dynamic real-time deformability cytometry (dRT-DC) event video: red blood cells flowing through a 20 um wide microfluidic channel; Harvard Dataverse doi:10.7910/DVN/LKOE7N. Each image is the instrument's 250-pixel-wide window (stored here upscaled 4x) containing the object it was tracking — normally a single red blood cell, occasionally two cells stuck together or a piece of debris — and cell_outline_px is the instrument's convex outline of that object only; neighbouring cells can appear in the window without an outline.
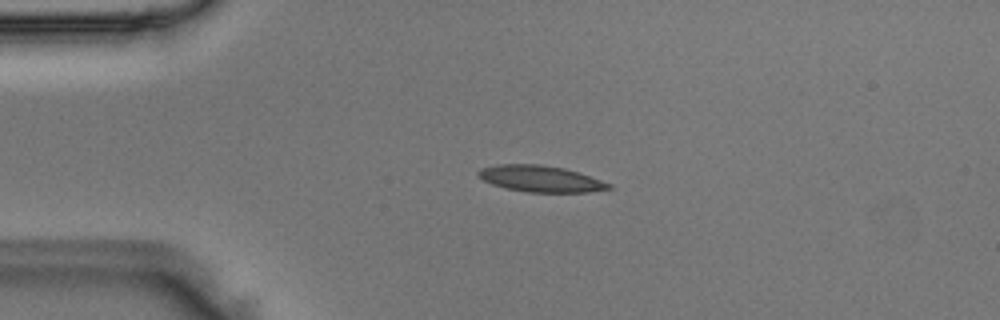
{"species": "Egyptian fruit bat (a non-hibernating species)", "species_latin": "Rousettus aegyptiacus", "temperature_condition": "room temperature", "stored_images_in_passage": 49, "camera_frame_rate_fps": 3000, "um_per_image_px": 0.085, "animal": {"sex": "male"}, "frame": {"image": 1, "passage_image": 11, "time_ms": 3.333, "image_size_px": [1000, 320], "cell_outline_px": [[612, 188], [588, 192], [528, 192], [504, 188], [492, 184], [476, 176], [476, 172], [480, 168], [496, 164], [536, 164], [564, 168], [612, 184]], "centroid_in_image_um": [45.88, 15.19], "position_along_channel_um": 39.1, "area_um2": 19.94}}
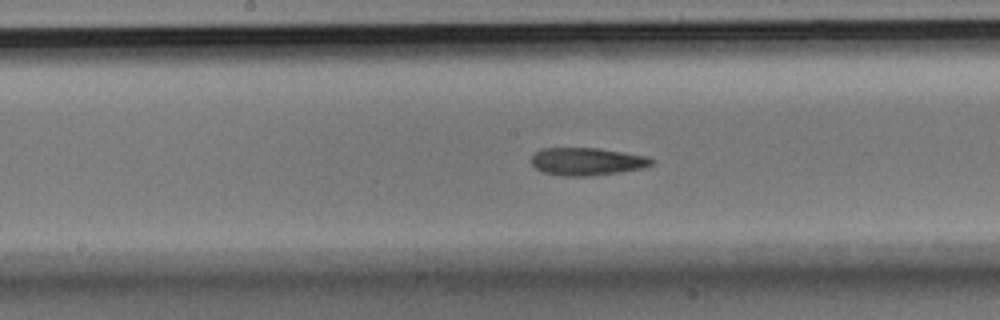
{"frame": {"image": 2, "passage_image": 25, "time_ms": 8.0, "image_size_px": [1000, 320], "cell_outline_px": [[656, 160], [652, 164], [644, 168], [620, 172], [592, 176], [560, 176], [544, 172], [536, 168], [532, 164], [532, 152], [540, 148], [600, 148], [644, 156]], "centroid_in_image_um": [49.86, 13.73], "position_along_channel_um": 198.3, "area_um2": 19.54}}
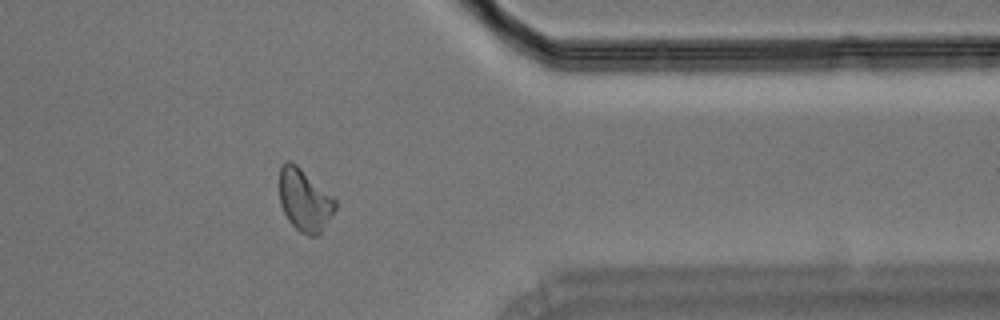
{"frame": {"image": 3, "passage_image": 40, "time_ms": 13.0, "image_size_px": [1000, 320], "cell_outline_px": [[336, 208], [320, 232], [316, 236], [308, 236], [300, 232], [288, 220], [280, 204], [280, 164], [284, 160], [288, 160], [296, 164], [336, 200]], "centroid_in_image_um": [25.86, 17.0], "position_along_channel_um": 385.5, "area_um2": 19.94}}